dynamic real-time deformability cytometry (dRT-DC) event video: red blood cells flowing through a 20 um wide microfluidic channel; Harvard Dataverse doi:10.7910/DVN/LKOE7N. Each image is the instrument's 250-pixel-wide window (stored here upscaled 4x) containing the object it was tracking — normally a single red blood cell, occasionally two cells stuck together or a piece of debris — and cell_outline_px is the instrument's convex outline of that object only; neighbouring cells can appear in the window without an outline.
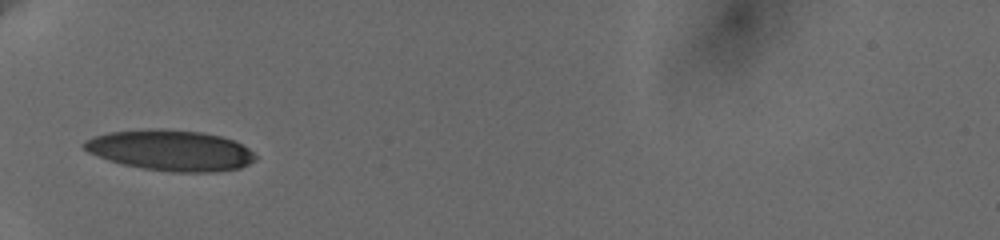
{"species": "human", "species_latin": "Homo sapiens", "temperature_condition": "cold", "stored_images_in_passage": 14, "camera_frame_rate_fps": 3000, "um_per_image_px": 0.085, "donor": {"sex": "female"}, "frame": {"image": 1, "passage_image": 1, "time_ms": 0.0, "image_size_px": [1000, 240], "cell_outline_px": [[256, 160], [240, 168], [212, 172], [172, 172], [144, 168], [124, 164], [108, 160], [88, 152], [84, 148], [84, 140], [92, 136], [108, 132], [148, 128], [164, 128], [204, 132], [220, 136], [232, 140], [248, 148], [256, 156]], "centroid_in_image_um": [14.48, 12.76], "position_along_channel_um": 70.5, "area_um2": 40.75}}